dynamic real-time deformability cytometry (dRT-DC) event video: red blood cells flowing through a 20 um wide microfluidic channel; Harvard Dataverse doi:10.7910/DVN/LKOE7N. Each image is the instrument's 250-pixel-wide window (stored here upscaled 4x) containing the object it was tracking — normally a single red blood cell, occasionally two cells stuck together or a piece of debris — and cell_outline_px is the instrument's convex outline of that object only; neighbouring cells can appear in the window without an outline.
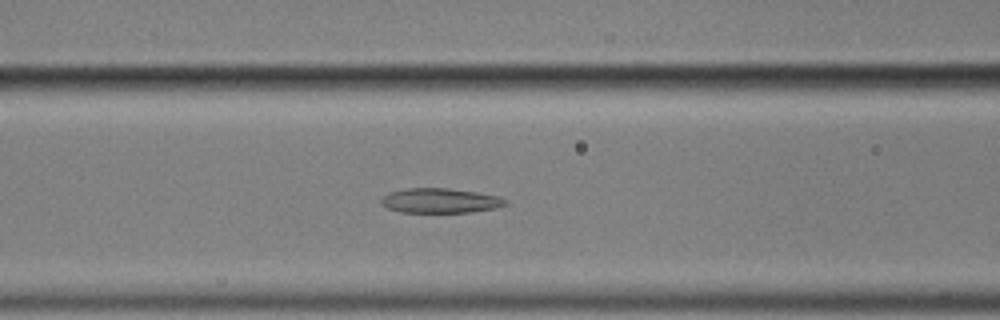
{"species": "common noctule bat (a hibernating species)", "species_latin": "Nyctalus noctula", "temperature_condition": "cold", "stored_images_in_passage": 40, "camera_frame_rate_fps": 3000, "um_per_image_px": 0.085, "animal": {"sex": "male", "body_mass_g": 17.9}, "frame": {"image": 1, "passage_image": 24, "time_ms": 7.667, "image_size_px": [1000, 320], "cell_outline_px": [[508, 204], [496, 208], [472, 212], [400, 212], [388, 208], [380, 204], [380, 196], [388, 192], [404, 188], [448, 188], [476, 192], [500, 196], [508, 200]], "centroid_in_image_um": [37.39, 17.05], "position_along_channel_um": 129.2, "area_um2": 18.21}}
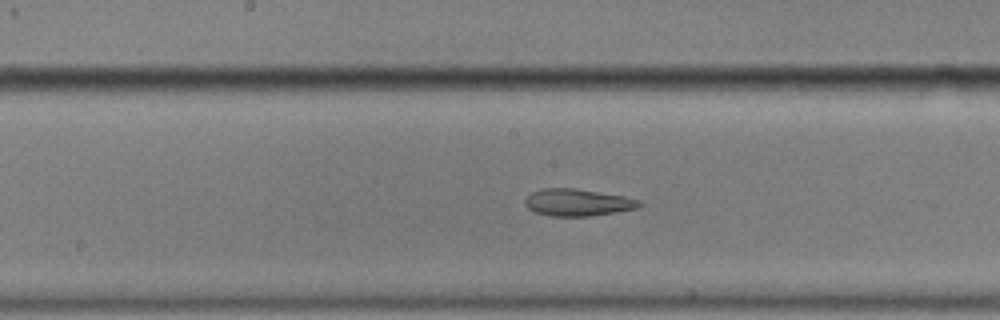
{"frame": {"image": 2, "passage_image": 30, "time_ms": 9.667, "image_size_px": [1000, 320], "cell_outline_px": [[644, 204], [636, 208], [616, 212], [592, 216], [548, 216], [532, 212], [524, 204], [524, 200], [532, 192], [544, 188], [576, 188], [624, 196], [640, 200]], "centroid_in_image_um": [49.08, 17.21], "position_along_channel_um": 199.1, "area_um2": 18.21}}
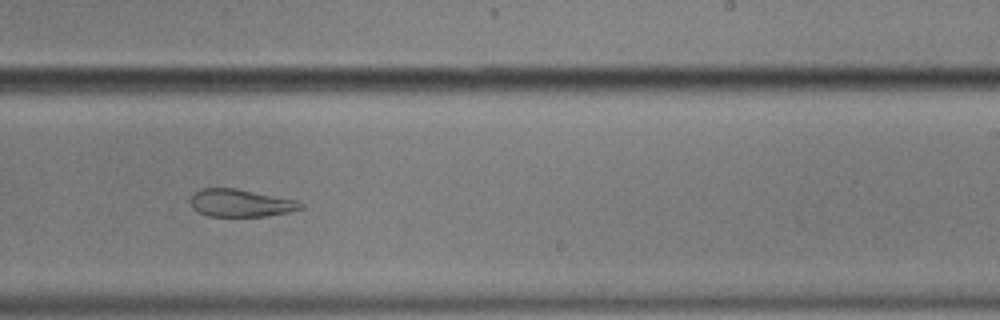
{"frame": {"image": 3, "passage_image": 36, "time_ms": 11.667, "image_size_px": [1000, 320], "cell_outline_px": [[304, 208], [288, 212], [268, 216], [208, 216], [196, 212], [192, 208], [188, 200], [200, 188], [236, 188], [296, 200], [304, 204]], "centroid_in_image_um": [20.42, 17.26], "position_along_channel_um": 268.6, "area_um2": 17.86}}